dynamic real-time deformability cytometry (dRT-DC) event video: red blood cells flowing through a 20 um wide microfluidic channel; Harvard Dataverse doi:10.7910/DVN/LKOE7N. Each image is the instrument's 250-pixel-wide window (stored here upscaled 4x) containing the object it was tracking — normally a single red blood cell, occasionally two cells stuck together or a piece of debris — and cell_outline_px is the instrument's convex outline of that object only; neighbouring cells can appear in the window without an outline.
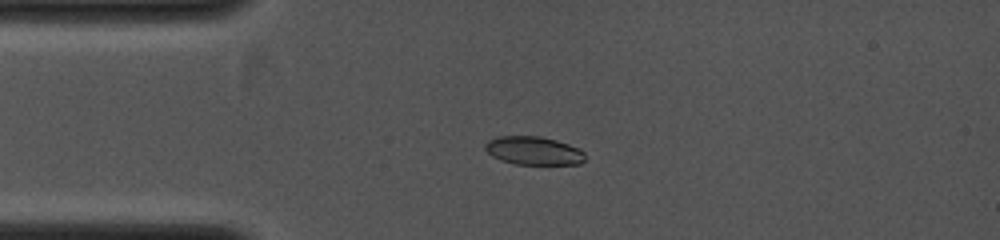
{"species": "common noctule bat (a hibernating species)", "species_latin": "Nyctalus noctula", "temperature_condition": "cold", "stored_images_in_passage": 37, "camera_frame_rate_fps": 4000, "um_per_image_px": 0.085, "animal": {"sex": "female", "body_mass_g": 19.0, "forearm_length_mm": 53.3}, "frame": {"image": 1, "passage_image": 3, "time_ms": 1.25, "image_size_px": [1000, 240], "cell_outline_px": [[584, 160], [580, 164], [516, 164], [500, 160], [492, 156], [484, 148], [484, 144], [488, 140], [496, 136], [540, 136], [556, 140], [580, 148], [584, 152]], "centroid_in_image_um": [45.34, 12.8], "position_along_channel_um": 39.7, "area_um2": 16.59}}
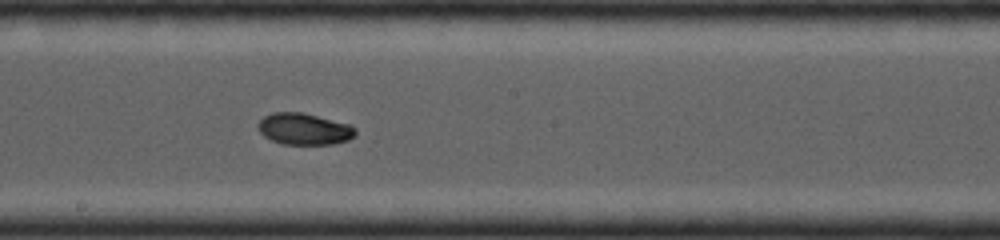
{"frame": {"image": 2, "passage_image": 18, "time_ms": 5.0, "image_size_px": [1000, 240], "cell_outline_px": [[356, 132], [348, 140], [332, 144], [284, 144], [272, 140], [264, 136], [256, 128], [256, 124], [264, 116], [272, 112], [304, 112], [352, 124], [356, 128]], "centroid_in_image_um": [25.85, 10.94], "position_along_channel_um": 222.4, "area_um2": 18.15}}
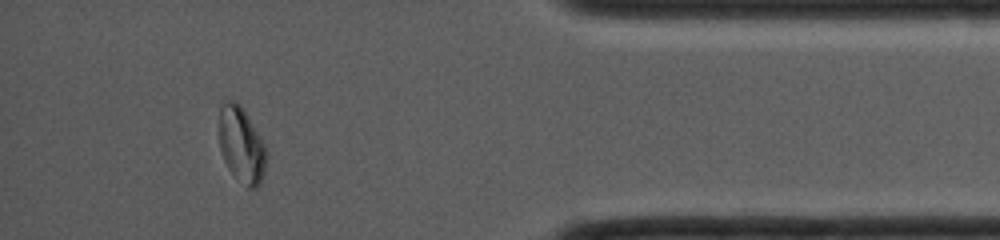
{"frame": {"image": 3, "passage_image": 33, "time_ms": 9.0, "image_size_px": [1000, 240], "cell_outline_px": [[264, 172], [260, 184], [256, 188], [248, 188], [228, 168], [224, 160], [220, 148], [220, 104], [228, 100], [236, 100], [244, 108], [264, 144]], "centroid_in_image_um": [20.5, 12.27], "position_along_channel_um": 414.7, "area_um2": 20.4}}